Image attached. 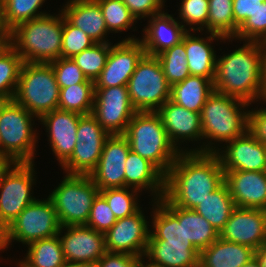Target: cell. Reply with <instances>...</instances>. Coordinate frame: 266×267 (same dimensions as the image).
Returning <instances> with one entry per match:
<instances>
[{"label": "cell", "instance_id": "6da1fadb", "mask_svg": "<svg viewBox=\"0 0 266 267\" xmlns=\"http://www.w3.org/2000/svg\"><path fill=\"white\" fill-rule=\"evenodd\" d=\"M224 182L215 153L181 152L165 175L164 197L174 206L195 209Z\"/></svg>", "mask_w": 266, "mask_h": 267}, {"label": "cell", "instance_id": "7a4b0ae2", "mask_svg": "<svg viewBox=\"0 0 266 267\" xmlns=\"http://www.w3.org/2000/svg\"><path fill=\"white\" fill-rule=\"evenodd\" d=\"M231 53L217 57L214 91L245 101H264L266 44L245 41Z\"/></svg>", "mask_w": 266, "mask_h": 267}, {"label": "cell", "instance_id": "3957f363", "mask_svg": "<svg viewBox=\"0 0 266 267\" xmlns=\"http://www.w3.org/2000/svg\"><path fill=\"white\" fill-rule=\"evenodd\" d=\"M248 106L243 100L213 91L200 113L203 140L207 139V143L188 152L215 153L219 149L216 142L226 143L243 135L248 130Z\"/></svg>", "mask_w": 266, "mask_h": 267}, {"label": "cell", "instance_id": "277c9868", "mask_svg": "<svg viewBox=\"0 0 266 267\" xmlns=\"http://www.w3.org/2000/svg\"><path fill=\"white\" fill-rule=\"evenodd\" d=\"M63 14H46L10 31L9 45L25 63H50L61 57Z\"/></svg>", "mask_w": 266, "mask_h": 267}, {"label": "cell", "instance_id": "5b68a950", "mask_svg": "<svg viewBox=\"0 0 266 267\" xmlns=\"http://www.w3.org/2000/svg\"><path fill=\"white\" fill-rule=\"evenodd\" d=\"M124 136L129 141L130 150L149 160L164 175L181 153L171 143L156 112H136Z\"/></svg>", "mask_w": 266, "mask_h": 267}, {"label": "cell", "instance_id": "8992f818", "mask_svg": "<svg viewBox=\"0 0 266 267\" xmlns=\"http://www.w3.org/2000/svg\"><path fill=\"white\" fill-rule=\"evenodd\" d=\"M60 87L50 63H23L13 100L40 119L58 109Z\"/></svg>", "mask_w": 266, "mask_h": 267}, {"label": "cell", "instance_id": "52a82bcc", "mask_svg": "<svg viewBox=\"0 0 266 267\" xmlns=\"http://www.w3.org/2000/svg\"><path fill=\"white\" fill-rule=\"evenodd\" d=\"M34 118L39 120L13 99L0 102V151L16 162H34L39 137Z\"/></svg>", "mask_w": 266, "mask_h": 267}, {"label": "cell", "instance_id": "ba28073f", "mask_svg": "<svg viewBox=\"0 0 266 267\" xmlns=\"http://www.w3.org/2000/svg\"><path fill=\"white\" fill-rule=\"evenodd\" d=\"M65 174L48 196L60 225L87 224L92 204L100 190L89 175Z\"/></svg>", "mask_w": 266, "mask_h": 267}, {"label": "cell", "instance_id": "9c48e42d", "mask_svg": "<svg viewBox=\"0 0 266 267\" xmlns=\"http://www.w3.org/2000/svg\"><path fill=\"white\" fill-rule=\"evenodd\" d=\"M60 228L51 199L37 198L0 234V251L7 249L11 242L28 245L36 240L54 237Z\"/></svg>", "mask_w": 266, "mask_h": 267}, {"label": "cell", "instance_id": "30bf717a", "mask_svg": "<svg viewBox=\"0 0 266 267\" xmlns=\"http://www.w3.org/2000/svg\"><path fill=\"white\" fill-rule=\"evenodd\" d=\"M127 89L137 112H156L171 97V85L166 81L158 58L147 54L137 63Z\"/></svg>", "mask_w": 266, "mask_h": 267}, {"label": "cell", "instance_id": "8fae6325", "mask_svg": "<svg viewBox=\"0 0 266 267\" xmlns=\"http://www.w3.org/2000/svg\"><path fill=\"white\" fill-rule=\"evenodd\" d=\"M34 162H17L0 182V234L36 198ZM32 191V192H31Z\"/></svg>", "mask_w": 266, "mask_h": 267}, {"label": "cell", "instance_id": "7c38bea8", "mask_svg": "<svg viewBox=\"0 0 266 267\" xmlns=\"http://www.w3.org/2000/svg\"><path fill=\"white\" fill-rule=\"evenodd\" d=\"M136 112L127 85L95 88L91 114L110 135H124Z\"/></svg>", "mask_w": 266, "mask_h": 267}, {"label": "cell", "instance_id": "4fadbf2b", "mask_svg": "<svg viewBox=\"0 0 266 267\" xmlns=\"http://www.w3.org/2000/svg\"><path fill=\"white\" fill-rule=\"evenodd\" d=\"M131 36L118 43H111L105 67L95 80V88L127 85L137 63L146 54L139 38Z\"/></svg>", "mask_w": 266, "mask_h": 267}, {"label": "cell", "instance_id": "5bb4252c", "mask_svg": "<svg viewBox=\"0 0 266 267\" xmlns=\"http://www.w3.org/2000/svg\"><path fill=\"white\" fill-rule=\"evenodd\" d=\"M148 226L151 225L141 209L129 217L117 219L104 234L105 250L144 257L150 235Z\"/></svg>", "mask_w": 266, "mask_h": 267}, {"label": "cell", "instance_id": "9a60e30c", "mask_svg": "<svg viewBox=\"0 0 266 267\" xmlns=\"http://www.w3.org/2000/svg\"><path fill=\"white\" fill-rule=\"evenodd\" d=\"M58 237L65 261L96 264L106 252L104 234L86 224L61 226Z\"/></svg>", "mask_w": 266, "mask_h": 267}, {"label": "cell", "instance_id": "2e32d148", "mask_svg": "<svg viewBox=\"0 0 266 267\" xmlns=\"http://www.w3.org/2000/svg\"><path fill=\"white\" fill-rule=\"evenodd\" d=\"M129 150V141L124 135H110L106 140L99 162L89 175L100 191L125 187Z\"/></svg>", "mask_w": 266, "mask_h": 267}, {"label": "cell", "instance_id": "e0dca14e", "mask_svg": "<svg viewBox=\"0 0 266 267\" xmlns=\"http://www.w3.org/2000/svg\"><path fill=\"white\" fill-rule=\"evenodd\" d=\"M222 148L215 154L224 171H266V146L248 130Z\"/></svg>", "mask_w": 266, "mask_h": 267}, {"label": "cell", "instance_id": "ac0fdd59", "mask_svg": "<svg viewBox=\"0 0 266 267\" xmlns=\"http://www.w3.org/2000/svg\"><path fill=\"white\" fill-rule=\"evenodd\" d=\"M225 241L259 249L266 244V217L264 209L235 207L220 231Z\"/></svg>", "mask_w": 266, "mask_h": 267}, {"label": "cell", "instance_id": "d6986e66", "mask_svg": "<svg viewBox=\"0 0 266 267\" xmlns=\"http://www.w3.org/2000/svg\"><path fill=\"white\" fill-rule=\"evenodd\" d=\"M156 113L161 118L168 138L179 152H188L186 147H180L184 141L201 143L203 140L200 113L183 108L170 99Z\"/></svg>", "mask_w": 266, "mask_h": 267}, {"label": "cell", "instance_id": "ffe728a7", "mask_svg": "<svg viewBox=\"0 0 266 267\" xmlns=\"http://www.w3.org/2000/svg\"><path fill=\"white\" fill-rule=\"evenodd\" d=\"M76 112L53 110L43 115L39 120L48 132V141L54 157L56 156L59 165H63L72 155L77 139L79 117Z\"/></svg>", "mask_w": 266, "mask_h": 267}, {"label": "cell", "instance_id": "44dd1931", "mask_svg": "<svg viewBox=\"0 0 266 267\" xmlns=\"http://www.w3.org/2000/svg\"><path fill=\"white\" fill-rule=\"evenodd\" d=\"M225 183L236 207H266V172L224 171Z\"/></svg>", "mask_w": 266, "mask_h": 267}, {"label": "cell", "instance_id": "7402d4cb", "mask_svg": "<svg viewBox=\"0 0 266 267\" xmlns=\"http://www.w3.org/2000/svg\"><path fill=\"white\" fill-rule=\"evenodd\" d=\"M143 38L139 39L150 56H157L159 53L180 43L187 30L168 12H161L153 15L144 26Z\"/></svg>", "mask_w": 266, "mask_h": 267}, {"label": "cell", "instance_id": "603a6c76", "mask_svg": "<svg viewBox=\"0 0 266 267\" xmlns=\"http://www.w3.org/2000/svg\"><path fill=\"white\" fill-rule=\"evenodd\" d=\"M64 5L59 11L71 25L82 30L95 43H111L105 38L109 33L96 0H68Z\"/></svg>", "mask_w": 266, "mask_h": 267}, {"label": "cell", "instance_id": "cb8c5ba5", "mask_svg": "<svg viewBox=\"0 0 266 267\" xmlns=\"http://www.w3.org/2000/svg\"><path fill=\"white\" fill-rule=\"evenodd\" d=\"M199 253L192 243L148 240L143 258L156 267H199Z\"/></svg>", "mask_w": 266, "mask_h": 267}, {"label": "cell", "instance_id": "d4e9b609", "mask_svg": "<svg viewBox=\"0 0 266 267\" xmlns=\"http://www.w3.org/2000/svg\"><path fill=\"white\" fill-rule=\"evenodd\" d=\"M125 163V187L139 192L150 190L154 201L164 196L165 175L154 164L132 150H129Z\"/></svg>", "mask_w": 266, "mask_h": 267}, {"label": "cell", "instance_id": "484cf974", "mask_svg": "<svg viewBox=\"0 0 266 267\" xmlns=\"http://www.w3.org/2000/svg\"><path fill=\"white\" fill-rule=\"evenodd\" d=\"M206 39L187 31L185 34L186 60L190 75L202 76L214 80L216 67V50L212 46L213 40L230 42L233 38H225L219 34L208 32Z\"/></svg>", "mask_w": 266, "mask_h": 267}, {"label": "cell", "instance_id": "4316f807", "mask_svg": "<svg viewBox=\"0 0 266 267\" xmlns=\"http://www.w3.org/2000/svg\"><path fill=\"white\" fill-rule=\"evenodd\" d=\"M253 248L220 237L199 253V267H241L255 257Z\"/></svg>", "mask_w": 266, "mask_h": 267}, {"label": "cell", "instance_id": "83f0119b", "mask_svg": "<svg viewBox=\"0 0 266 267\" xmlns=\"http://www.w3.org/2000/svg\"><path fill=\"white\" fill-rule=\"evenodd\" d=\"M159 201L178 221H184L185 237L199 251L209 247L219 238V233L194 209L174 206L164 196Z\"/></svg>", "mask_w": 266, "mask_h": 267}, {"label": "cell", "instance_id": "f1b7e54d", "mask_svg": "<svg viewBox=\"0 0 266 267\" xmlns=\"http://www.w3.org/2000/svg\"><path fill=\"white\" fill-rule=\"evenodd\" d=\"M213 91V80L189 75L183 81L171 86L170 100L190 111L201 113L202 107Z\"/></svg>", "mask_w": 266, "mask_h": 267}, {"label": "cell", "instance_id": "f546056e", "mask_svg": "<svg viewBox=\"0 0 266 267\" xmlns=\"http://www.w3.org/2000/svg\"><path fill=\"white\" fill-rule=\"evenodd\" d=\"M235 207L228 186L224 182L217 190L209 194L201 204L196 206L194 210L220 233Z\"/></svg>", "mask_w": 266, "mask_h": 267}, {"label": "cell", "instance_id": "4dcf8cb0", "mask_svg": "<svg viewBox=\"0 0 266 267\" xmlns=\"http://www.w3.org/2000/svg\"><path fill=\"white\" fill-rule=\"evenodd\" d=\"M26 247L25 259L19 260L17 267H61L65 262L58 235L33 241Z\"/></svg>", "mask_w": 266, "mask_h": 267}, {"label": "cell", "instance_id": "1f68e13d", "mask_svg": "<svg viewBox=\"0 0 266 267\" xmlns=\"http://www.w3.org/2000/svg\"><path fill=\"white\" fill-rule=\"evenodd\" d=\"M152 204V226L149 240H164L165 242H187L184 233V221L178 219L159 201Z\"/></svg>", "mask_w": 266, "mask_h": 267}, {"label": "cell", "instance_id": "d6a6232c", "mask_svg": "<svg viewBox=\"0 0 266 267\" xmlns=\"http://www.w3.org/2000/svg\"><path fill=\"white\" fill-rule=\"evenodd\" d=\"M23 63L9 44L0 51V102L13 99Z\"/></svg>", "mask_w": 266, "mask_h": 267}, {"label": "cell", "instance_id": "836d02e7", "mask_svg": "<svg viewBox=\"0 0 266 267\" xmlns=\"http://www.w3.org/2000/svg\"><path fill=\"white\" fill-rule=\"evenodd\" d=\"M105 143L77 141L71 157L62 165L67 174L90 175L99 162Z\"/></svg>", "mask_w": 266, "mask_h": 267}, {"label": "cell", "instance_id": "e575fe53", "mask_svg": "<svg viewBox=\"0 0 266 267\" xmlns=\"http://www.w3.org/2000/svg\"><path fill=\"white\" fill-rule=\"evenodd\" d=\"M94 95V83H80L60 88L58 109L81 115L90 114L93 109Z\"/></svg>", "mask_w": 266, "mask_h": 267}, {"label": "cell", "instance_id": "d590c367", "mask_svg": "<svg viewBox=\"0 0 266 267\" xmlns=\"http://www.w3.org/2000/svg\"><path fill=\"white\" fill-rule=\"evenodd\" d=\"M156 57L161 64L166 81L171 86L190 75L186 60L185 35L180 43L159 53Z\"/></svg>", "mask_w": 266, "mask_h": 267}, {"label": "cell", "instance_id": "8d00e7d4", "mask_svg": "<svg viewBox=\"0 0 266 267\" xmlns=\"http://www.w3.org/2000/svg\"><path fill=\"white\" fill-rule=\"evenodd\" d=\"M138 193V190L128 187L110 188L100 191L116 219L129 217L142 209L138 204L140 202Z\"/></svg>", "mask_w": 266, "mask_h": 267}, {"label": "cell", "instance_id": "74e56055", "mask_svg": "<svg viewBox=\"0 0 266 267\" xmlns=\"http://www.w3.org/2000/svg\"><path fill=\"white\" fill-rule=\"evenodd\" d=\"M208 32L234 37L233 0H208Z\"/></svg>", "mask_w": 266, "mask_h": 267}, {"label": "cell", "instance_id": "f35d334b", "mask_svg": "<svg viewBox=\"0 0 266 267\" xmlns=\"http://www.w3.org/2000/svg\"><path fill=\"white\" fill-rule=\"evenodd\" d=\"M111 43H95L72 57L88 80L95 82L105 67Z\"/></svg>", "mask_w": 266, "mask_h": 267}, {"label": "cell", "instance_id": "ab89813d", "mask_svg": "<svg viewBox=\"0 0 266 267\" xmlns=\"http://www.w3.org/2000/svg\"><path fill=\"white\" fill-rule=\"evenodd\" d=\"M46 0H4L5 23L10 32L23 22L44 16L46 11H38Z\"/></svg>", "mask_w": 266, "mask_h": 267}, {"label": "cell", "instance_id": "60d3db41", "mask_svg": "<svg viewBox=\"0 0 266 267\" xmlns=\"http://www.w3.org/2000/svg\"><path fill=\"white\" fill-rule=\"evenodd\" d=\"M101 7L107 30L110 34L120 33L134 27L137 23L122 0H96Z\"/></svg>", "mask_w": 266, "mask_h": 267}, {"label": "cell", "instance_id": "b9f144b4", "mask_svg": "<svg viewBox=\"0 0 266 267\" xmlns=\"http://www.w3.org/2000/svg\"><path fill=\"white\" fill-rule=\"evenodd\" d=\"M178 11L179 19L182 20L180 23H183L182 25L187 31H199L202 33L206 28L207 31L205 32L208 33V0H181V6ZM186 26L189 28L187 29Z\"/></svg>", "mask_w": 266, "mask_h": 267}, {"label": "cell", "instance_id": "7bdbcfd3", "mask_svg": "<svg viewBox=\"0 0 266 267\" xmlns=\"http://www.w3.org/2000/svg\"><path fill=\"white\" fill-rule=\"evenodd\" d=\"M240 41H255L266 44V1L238 28L233 37Z\"/></svg>", "mask_w": 266, "mask_h": 267}, {"label": "cell", "instance_id": "ee69618b", "mask_svg": "<svg viewBox=\"0 0 266 267\" xmlns=\"http://www.w3.org/2000/svg\"><path fill=\"white\" fill-rule=\"evenodd\" d=\"M95 42L82 30L71 25L63 16L62 58H72Z\"/></svg>", "mask_w": 266, "mask_h": 267}, {"label": "cell", "instance_id": "f6af8a7d", "mask_svg": "<svg viewBox=\"0 0 266 267\" xmlns=\"http://www.w3.org/2000/svg\"><path fill=\"white\" fill-rule=\"evenodd\" d=\"M60 88L69 87L80 83H94L88 80L80 67L72 58H58L50 62Z\"/></svg>", "mask_w": 266, "mask_h": 267}, {"label": "cell", "instance_id": "bcb514c9", "mask_svg": "<svg viewBox=\"0 0 266 267\" xmlns=\"http://www.w3.org/2000/svg\"><path fill=\"white\" fill-rule=\"evenodd\" d=\"M116 221L117 219L111 211L107 201L99 193L92 204L86 225L105 234Z\"/></svg>", "mask_w": 266, "mask_h": 267}, {"label": "cell", "instance_id": "7dc6e473", "mask_svg": "<svg viewBox=\"0 0 266 267\" xmlns=\"http://www.w3.org/2000/svg\"><path fill=\"white\" fill-rule=\"evenodd\" d=\"M109 136L91 113L79 117L77 141L105 143Z\"/></svg>", "mask_w": 266, "mask_h": 267}, {"label": "cell", "instance_id": "c3c4849f", "mask_svg": "<svg viewBox=\"0 0 266 267\" xmlns=\"http://www.w3.org/2000/svg\"><path fill=\"white\" fill-rule=\"evenodd\" d=\"M130 13L138 21L143 18H150L153 15L163 12L165 0H122Z\"/></svg>", "mask_w": 266, "mask_h": 267}, {"label": "cell", "instance_id": "681fc988", "mask_svg": "<svg viewBox=\"0 0 266 267\" xmlns=\"http://www.w3.org/2000/svg\"><path fill=\"white\" fill-rule=\"evenodd\" d=\"M143 257L126 253L105 252L96 263L97 267H138Z\"/></svg>", "mask_w": 266, "mask_h": 267}, {"label": "cell", "instance_id": "f907efd6", "mask_svg": "<svg viewBox=\"0 0 266 267\" xmlns=\"http://www.w3.org/2000/svg\"><path fill=\"white\" fill-rule=\"evenodd\" d=\"M266 0H233L234 36L238 28L263 4Z\"/></svg>", "mask_w": 266, "mask_h": 267}, {"label": "cell", "instance_id": "816d5d0a", "mask_svg": "<svg viewBox=\"0 0 266 267\" xmlns=\"http://www.w3.org/2000/svg\"><path fill=\"white\" fill-rule=\"evenodd\" d=\"M249 110L248 131L266 146V108Z\"/></svg>", "mask_w": 266, "mask_h": 267}, {"label": "cell", "instance_id": "f5cc1de1", "mask_svg": "<svg viewBox=\"0 0 266 267\" xmlns=\"http://www.w3.org/2000/svg\"><path fill=\"white\" fill-rule=\"evenodd\" d=\"M16 163L10 155L0 151V182Z\"/></svg>", "mask_w": 266, "mask_h": 267}, {"label": "cell", "instance_id": "db71d44e", "mask_svg": "<svg viewBox=\"0 0 266 267\" xmlns=\"http://www.w3.org/2000/svg\"><path fill=\"white\" fill-rule=\"evenodd\" d=\"M0 32L5 33L8 37L10 32L8 31V27L5 23V4L4 0H0Z\"/></svg>", "mask_w": 266, "mask_h": 267}, {"label": "cell", "instance_id": "11a10c76", "mask_svg": "<svg viewBox=\"0 0 266 267\" xmlns=\"http://www.w3.org/2000/svg\"><path fill=\"white\" fill-rule=\"evenodd\" d=\"M255 257L259 261L261 267H266V244L255 251Z\"/></svg>", "mask_w": 266, "mask_h": 267}, {"label": "cell", "instance_id": "9f6ffc18", "mask_svg": "<svg viewBox=\"0 0 266 267\" xmlns=\"http://www.w3.org/2000/svg\"><path fill=\"white\" fill-rule=\"evenodd\" d=\"M61 267H97V266L96 264H92V263L65 261Z\"/></svg>", "mask_w": 266, "mask_h": 267}, {"label": "cell", "instance_id": "6f0895ef", "mask_svg": "<svg viewBox=\"0 0 266 267\" xmlns=\"http://www.w3.org/2000/svg\"><path fill=\"white\" fill-rule=\"evenodd\" d=\"M8 44V36L5 33L0 32V51Z\"/></svg>", "mask_w": 266, "mask_h": 267}, {"label": "cell", "instance_id": "680465c9", "mask_svg": "<svg viewBox=\"0 0 266 267\" xmlns=\"http://www.w3.org/2000/svg\"><path fill=\"white\" fill-rule=\"evenodd\" d=\"M241 267H261L259 261L257 260L256 257H254L250 262L244 264Z\"/></svg>", "mask_w": 266, "mask_h": 267}, {"label": "cell", "instance_id": "91938a15", "mask_svg": "<svg viewBox=\"0 0 266 267\" xmlns=\"http://www.w3.org/2000/svg\"><path fill=\"white\" fill-rule=\"evenodd\" d=\"M266 99V55H265V70H264V100Z\"/></svg>", "mask_w": 266, "mask_h": 267}, {"label": "cell", "instance_id": "94428289", "mask_svg": "<svg viewBox=\"0 0 266 267\" xmlns=\"http://www.w3.org/2000/svg\"><path fill=\"white\" fill-rule=\"evenodd\" d=\"M138 267H156L154 265L149 264L148 262L145 264L144 258L143 261L141 260L140 264L138 265Z\"/></svg>", "mask_w": 266, "mask_h": 267}]
</instances>
